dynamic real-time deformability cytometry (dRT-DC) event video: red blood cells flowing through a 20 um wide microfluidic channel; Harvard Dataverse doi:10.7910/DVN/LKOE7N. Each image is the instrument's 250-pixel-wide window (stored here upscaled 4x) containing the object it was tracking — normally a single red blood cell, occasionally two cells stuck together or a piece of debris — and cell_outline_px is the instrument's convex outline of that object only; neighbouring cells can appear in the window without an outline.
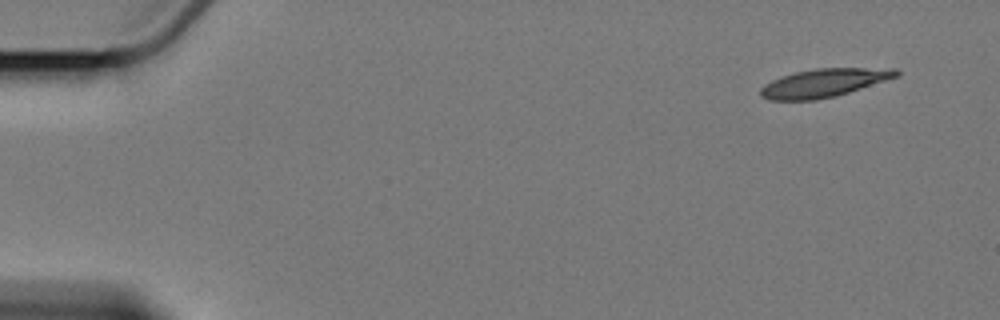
{"species": "Egyptian fruit bat (a non-hibernating species)", "species_latin": "Rousettus aegyptiacus", "temperature_condition": "cold", "stored_images_in_passage": 6, "camera_frame_rate_fps": 3000, "um_per_image_px": 0.085, "animal": {"sex": "female"}, "frame": {"image": 1, "passage_image": 6, "time_ms": 8.667, "image_size_px": [1000, 320], "cell_outline_px": [[900, 76], [836, 96], [816, 100], [772, 100], [760, 96], [760, 88], [764, 84], [772, 80], [796, 72], [816, 68], [896, 68], [900, 72]], "centroid_in_image_um": [70.07, 7.04], "position_along_channel_um": 14.9, "area_um2": 22.37}}